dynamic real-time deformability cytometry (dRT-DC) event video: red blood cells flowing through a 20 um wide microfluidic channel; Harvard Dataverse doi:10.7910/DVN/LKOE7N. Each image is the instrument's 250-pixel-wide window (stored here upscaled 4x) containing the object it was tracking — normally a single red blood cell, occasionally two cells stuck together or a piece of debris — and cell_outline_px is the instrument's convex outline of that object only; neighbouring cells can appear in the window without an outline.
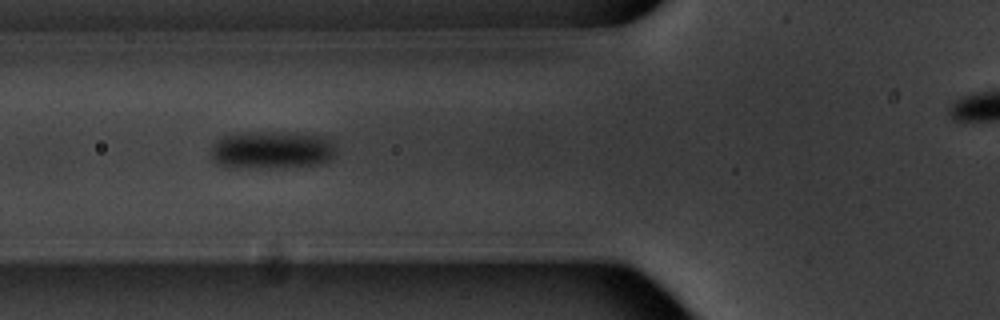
{"species": "common noctule bat (a hibernating species)", "species_latin": "Nyctalus noctula", "temperature_condition": "warm", "stored_images_in_passage": 6, "camera_frame_rate_fps": 3000, "um_per_image_px": 0.085, "animal": {"sex": "male", "body_mass_g": 20.1, "forearm_length_mm": 53.5}, "frame": {"image": 1, "passage_image": 5, "time_ms": 5.667, "image_size_px": [1000, 320], "cell_outline_px": [[336, 148], [332, 156], [328, 160], [320, 164], [236, 168], [220, 164], [212, 160], [208, 152], [212, 144], [216, 140], [224, 136], [256, 132], [280, 132], [320, 136], [328, 140]], "centroid_in_image_um": [23.01, 12.74], "position_along_channel_um": 102.8, "area_um2": 26.88}}